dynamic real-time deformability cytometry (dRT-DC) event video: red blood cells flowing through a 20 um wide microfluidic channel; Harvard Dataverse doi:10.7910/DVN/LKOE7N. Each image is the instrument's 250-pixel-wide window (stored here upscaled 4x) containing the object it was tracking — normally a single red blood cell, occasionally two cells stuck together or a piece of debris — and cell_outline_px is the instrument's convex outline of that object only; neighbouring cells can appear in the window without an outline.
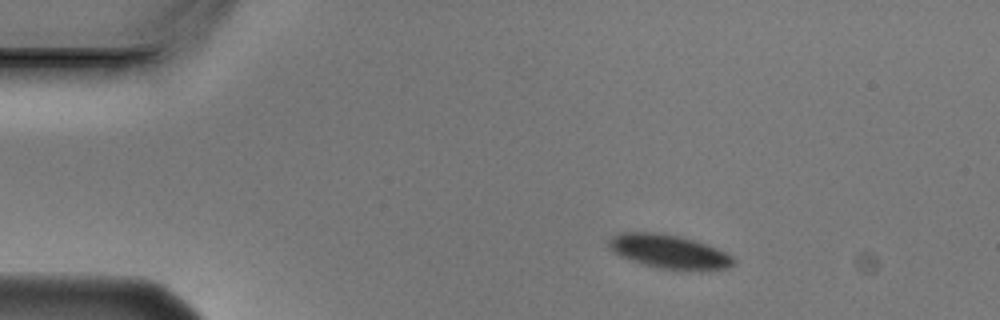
{"species": "Egyptian fruit bat (a non-hibernating species)", "species_latin": "Rousettus aegyptiacus", "temperature_condition": "cold", "stored_images_in_passage": 2, "camera_frame_rate_fps": 3000, "um_per_image_px": 0.085, "animal": {"sex": "male"}, "frame": {"image": 1, "passage_image": 1, "time_ms": 0.0, "image_size_px": [1000, 320], "cell_outline_px": [[736, 260], [728, 268], [700, 272], [660, 268], [644, 264], [620, 256], [608, 248], [608, 240], [616, 232], [660, 232], [680, 236], [716, 248], [732, 256]], "centroid_in_image_um": [56.86, 21.39], "position_along_channel_um": 28.1, "area_um2": 24.85}}